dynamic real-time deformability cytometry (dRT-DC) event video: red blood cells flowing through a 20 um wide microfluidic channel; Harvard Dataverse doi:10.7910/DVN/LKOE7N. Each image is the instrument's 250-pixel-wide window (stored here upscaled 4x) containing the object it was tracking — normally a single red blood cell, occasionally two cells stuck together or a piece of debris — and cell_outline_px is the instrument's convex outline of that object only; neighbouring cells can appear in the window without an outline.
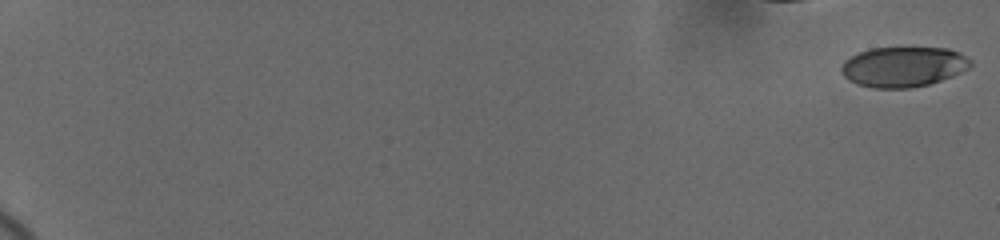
{"species": "human", "species_latin": "Homo sapiens", "temperature_condition": "cold", "stored_images_in_passage": 43, "camera_frame_rate_fps": 3000, "um_per_image_px": 0.085, "donor": {"sex": "female"}, "frame": {"image": 1, "passage_image": 1, "time_ms": 0.0, "image_size_px": [1000, 240], "cell_outline_px": [[972, 64], [968, 68], [952, 76], [928, 84], [908, 88], [872, 88], [856, 84], [848, 80], [844, 76], [840, 68], [844, 60], [860, 52], [872, 48], [948, 48], [960, 52], [972, 60]], "centroid_in_image_um": [76.78, 5.67], "position_along_channel_um": 8.2, "area_um2": 30.23}}
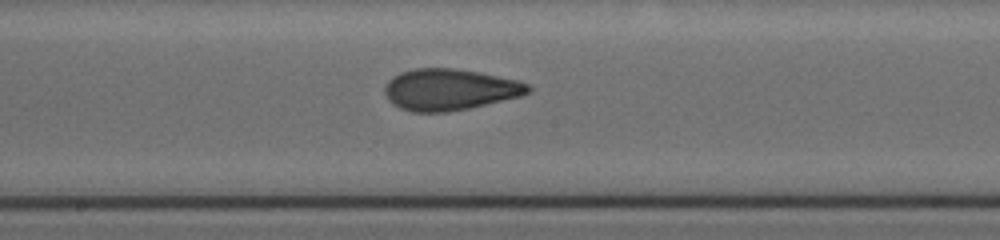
{"frame": {"image": 2, "passage_image": 22, "time_ms": 11.667, "image_size_px": [1000, 240], "cell_outline_px": [[532, 88], [524, 96], [468, 108], [448, 112], [412, 112], [400, 108], [392, 104], [388, 100], [384, 92], [384, 88], [388, 80], [392, 76], [400, 72], [412, 68], [456, 68], [480, 72], [516, 80], [528, 84]], "centroid_in_image_um": [38.2, 7.61], "position_along_channel_um": 210.0, "area_um2": 34.85}}
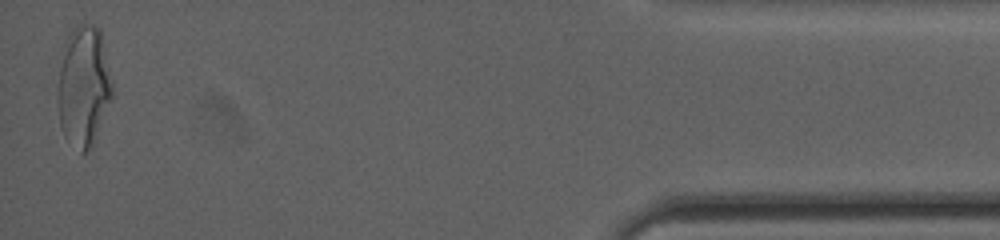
{"frame": {"image": 3, "passage_image": 43, "time_ms": 19.333, "image_size_px": [1000, 240], "cell_outline_px": [[112, 96], [92, 148], [84, 152], [80, 152], [64, 136], [60, 128], [56, 92], [60, 68], [68, 36], [72, 28], [76, 24], [92, 24], [100, 28], [112, 84]], "centroid_in_image_um": [7.09, 7.35], "position_along_channel_um": 428.1, "area_um2": 38.21}, "authors_computed_cell_mechanics": {"area_um2": 33.7552, "velocity_mm_per_s": 3.6876, "shape_relaxation_time_tau1_ms": 8.7727, "shape_relaxation_time_tau2_ms": 1.0953, "deformation_change_tau1": 0.2042, "deformation_change_tau2": 0.0652}}